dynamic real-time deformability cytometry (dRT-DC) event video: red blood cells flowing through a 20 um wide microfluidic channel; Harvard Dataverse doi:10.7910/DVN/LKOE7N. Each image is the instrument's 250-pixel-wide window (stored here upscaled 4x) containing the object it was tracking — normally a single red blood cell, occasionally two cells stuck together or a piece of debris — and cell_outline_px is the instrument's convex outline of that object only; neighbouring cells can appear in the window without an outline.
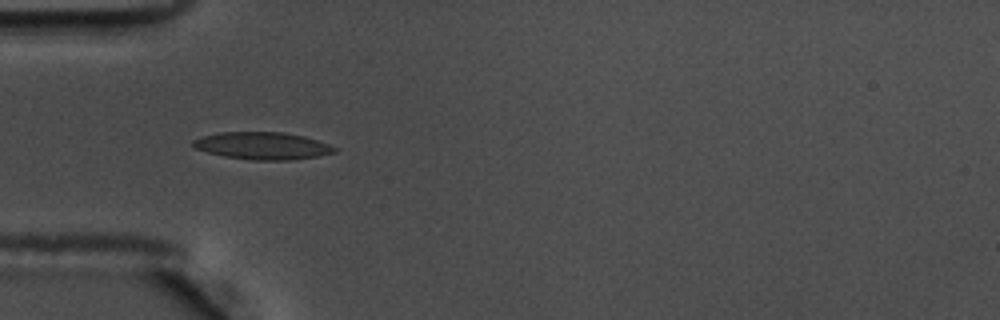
{"species": "common noctule bat (a hibernating species)", "species_latin": "Nyctalus noctula", "temperature_condition": "warm", "stored_images_in_passage": 56, "camera_frame_rate_fps": 3000, "um_per_image_px": 0.085, "animal": {"sex": "male", "body_mass_g": 17.5, "forearm_length_mm": 52.3}, "frame": {"image": 1, "passage_image": 17, "time_ms": 5.333, "image_size_px": [1000, 320], "cell_outline_px": [[336, 152], [320, 156], [288, 160], [252, 160], [224, 156], [208, 152], [196, 148], [192, 144], [192, 140], [204, 136], [220, 132], [284, 132], [304, 136], [328, 144], [336, 148]], "centroid_in_image_um": [22.33, 12.39], "position_along_channel_um": 62.7, "area_um2": 22.37}, "authors_computed_cell_mechanics": {"area_um2": 21.386, "velocity_mm_per_s": 3.6025, "shape_relaxation_time_tau1_ms": 9.4091, "shape_relaxation_time_tau2_ms": 2.3006, "deformation_change_tau1": 0.2163, "deformation_change_tau2": 0.0983}}